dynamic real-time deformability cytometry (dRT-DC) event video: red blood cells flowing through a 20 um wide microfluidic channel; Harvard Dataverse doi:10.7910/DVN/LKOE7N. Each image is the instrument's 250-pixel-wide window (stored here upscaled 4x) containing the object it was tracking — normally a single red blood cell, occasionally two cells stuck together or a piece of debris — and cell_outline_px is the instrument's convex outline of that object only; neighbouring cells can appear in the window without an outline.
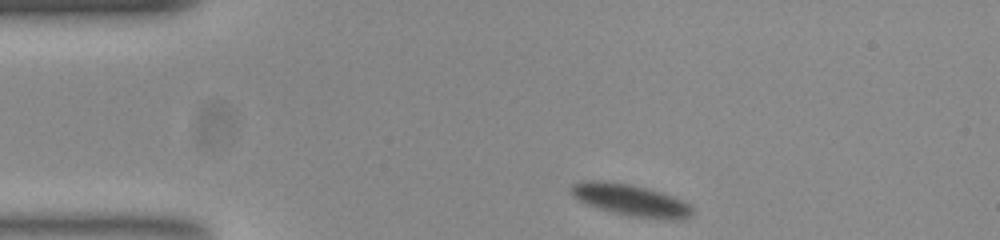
{"species": "common noctule bat (a hibernating species)", "species_latin": "Nyctalus noctula", "temperature_condition": "room temperature", "stored_images_in_passage": 49, "camera_frame_rate_fps": 3000, "um_per_image_px": 0.085, "animal": {"sex": "female", "body_mass_g": 23.0, "forearm_length_mm": 53.4}, "frame": {"image": 1, "passage_image": 1, "time_ms": 0.0, "image_size_px": [1000, 240], "cell_outline_px": [[688, 212], [684, 216], [636, 216], [616, 212], [592, 204], [576, 196], [572, 192], [572, 188], [576, 184], [624, 184], [640, 188], [676, 200], [684, 204], [688, 208]], "centroid_in_image_um": [53.51, 17.01], "position_along_channel_um": 31.5, "area_um2": 18.03}}
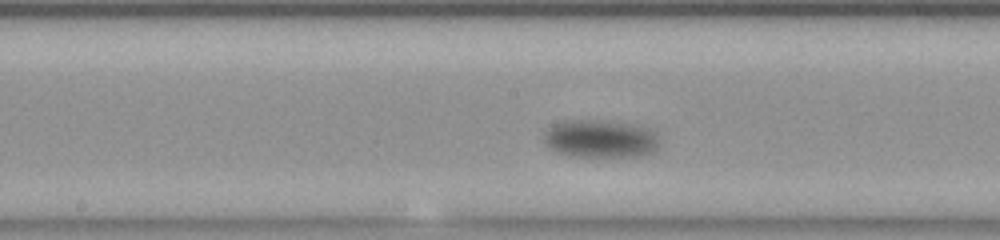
{"frame": {"image": 2, "passage_image": 20, "time_ms": 6.333, "image_size_px": [1000, 240], "cell_outline_px": [[656, 144], [648, 152], [636, 156], [572, 156], [560, 152], [548, 144], [548, 132], [556, 124], [564, 120], [592, 120], [636, 128], [644, 132]], "centroid_in_image_um": [50.85, 11.83], "position_along_channel_um": 197.3, "area_um2": 22.6}}
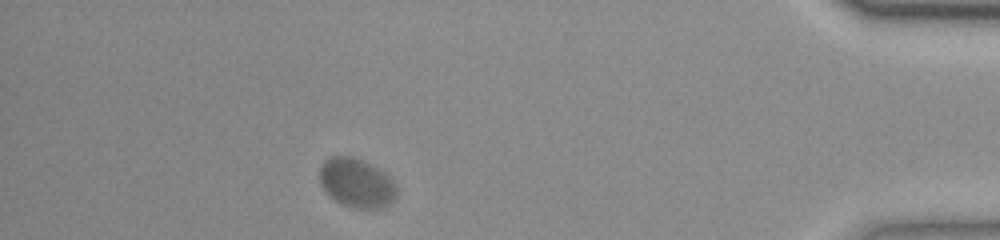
{"frame": {"image": 3, "passage_image": 43, "time_ms": 14.0, "image_size_px": [1000, 240], "cell_outline_px": [[396, 192], [384, 204], [372, 208], [352, 208], [336, 200], [320, 184], [320, 168], [324, 160], [332, 156], [344, 156], [360, 160], [368, 164], [380, 172], [392, 184]], "centroid_in_image_um": [30.17, 15.53], "position_along_channel_um": 405.0, "area_um2": 20.4}, "authors_computed_cell_mechanics": {"area_um2": 21.386, "velocity_mm_per_s": 3.4135, "shape_relaxation_time_tau1_ms": 1.4911, "shape_relaxation_time_tau2_ms": null, "deformation_change_tau1": 0.1042, "deformation_change_tau2": null}}